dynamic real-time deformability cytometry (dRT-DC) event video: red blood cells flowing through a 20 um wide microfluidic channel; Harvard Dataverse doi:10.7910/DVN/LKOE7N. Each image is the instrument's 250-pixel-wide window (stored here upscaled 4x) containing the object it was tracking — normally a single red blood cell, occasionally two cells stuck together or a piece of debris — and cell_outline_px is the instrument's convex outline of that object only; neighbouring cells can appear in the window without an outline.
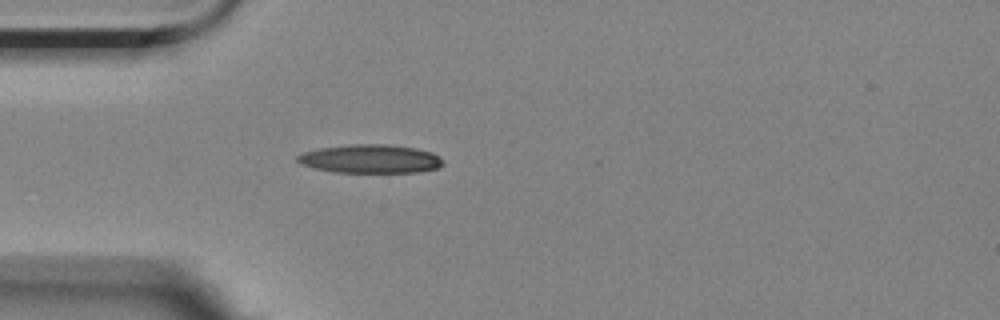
{"species": "Egyptian fruit bat (a non-hibernating species)", "species_latin": "Rousettus aegyptiacus", "temperature_condition": "room temperature", "stored_images_in_passage": 1, "camera_frame_rate_fps": 3000, "um_per_image_px": 0.085, "animal": {"sex": "female"}, "frame": {"image": 1, "passage_image": 1, "time_ms": 0.0, "image_size_px": [1000, 320], "cell_outline_px": [[444, 164], [440, 168], [420, 172], [332, 172], [300, 164], [296, 160], [296, 156], [304, 152], [320, 148], [348, 144], [388, 144], [416, 148], [432, 152], [444, 160]], "centroid_in_image_um": [31.51, 13.5], "position_along_channel_um": 53.5, "area_um2": 24.45}}